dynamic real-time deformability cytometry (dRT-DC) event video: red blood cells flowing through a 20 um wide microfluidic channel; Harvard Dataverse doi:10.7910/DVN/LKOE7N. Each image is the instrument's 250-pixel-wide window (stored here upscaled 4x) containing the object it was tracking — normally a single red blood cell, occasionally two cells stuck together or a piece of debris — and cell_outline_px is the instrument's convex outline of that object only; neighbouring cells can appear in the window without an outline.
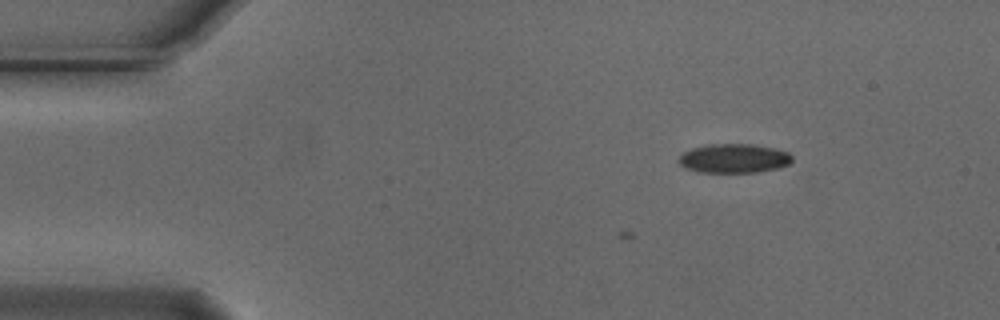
{"species": "Egyptian fruit bat (a non-hibernating species)", "species_latin": "Rousettus aegyptiacus", "temperature_condition": "cold", "stored_images_in_passage": 12, "camera_frame_rate_fps": 3000, "um_per_image_px": 0.085, "animal": {"sex": "male"}, "frame": {"image": 1, "passage_image": 12, "time_ms": 3.667, "image_size_px": [1000, 320], "cell_outline_px": [[792, 160], [788, 164], [780, 168], [756, 172], [696, 172], [680, 164], [676, 160], [684, 152], [692, 148], [708, 144], [752, 144], [772, 148], [788, 152], [792, 156]], "centroid_in_image_um": [62.37, 13.46], "position_along_channel_um": 22.6, "area_um2": 19.19}}